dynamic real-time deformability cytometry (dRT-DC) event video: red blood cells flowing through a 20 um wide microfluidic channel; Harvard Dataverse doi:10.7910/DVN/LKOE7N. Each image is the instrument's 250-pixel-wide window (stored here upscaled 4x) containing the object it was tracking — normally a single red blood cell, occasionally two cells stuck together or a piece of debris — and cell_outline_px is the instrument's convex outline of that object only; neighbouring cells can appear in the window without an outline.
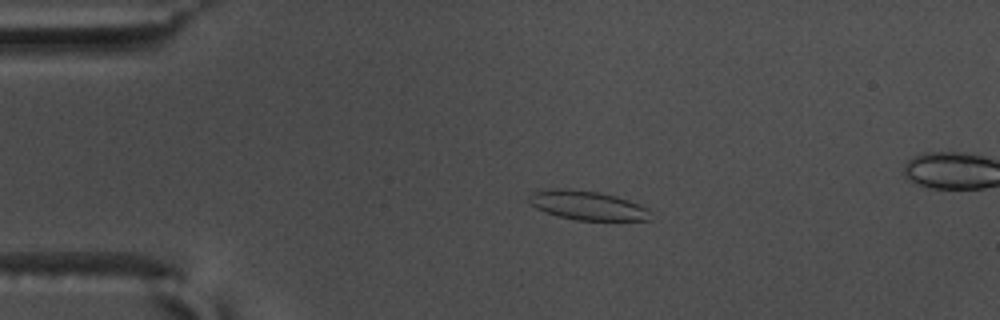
{"species": "common noctule bat (a hibernating species)", "species_latin": "Nyctalus noctula", "temperature_condition": "warm", "stored_images_in_passage": 50, "camera_frame_rate_fps": 3000, "um_per_image_px": 0.085, "animal": {"sex": "male", "body_mass_g": 17.5, "forearm_length_mm": 52.3}, "frame": {"image": 1, "passage_image": 13, "time_ms": 4.0, "image_size_px": [1000, 320], "cell_outline_px": [[652, 220], [576, 220], [544, 212], [528, 204], [528, 196], [532, 192], [552, 188], [568, 188], [600, 192], [616, 196], [640, 204], [648, 208]], "centroid_in_image_um": [49.9, 17.45], "position_along_channel_um": 35.1, "area_um2": 20.87}}
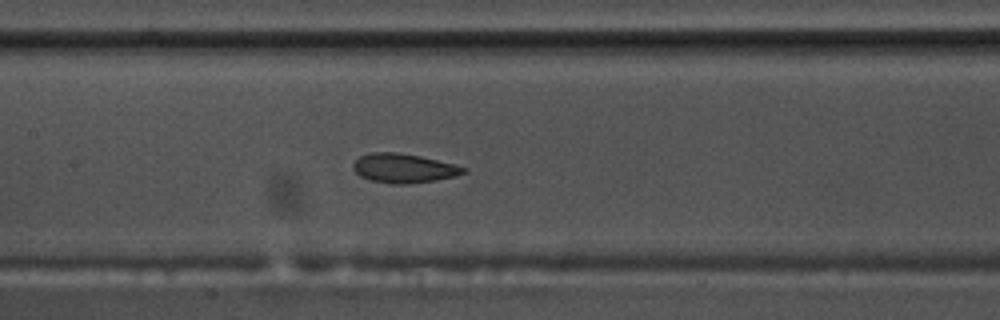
{"frame": {"image": 2, "passage_image": 28, "time_ms": 9.0, "image_size_px": [1000, 320], "cell_outline_px": [[468, 172], [456, 176], [436, 180], [404, 184], [392, 184], [368, 180], [360, 176], [352, 168], [352, 164], [360, 156], [368, 152], [396, 152], [420, 156], [456, 164], [468, 168]], "centroid_in_image_um": [34.33, 14.3], "position_along_channel_um": 173.1, "area_um2": 19.02}}
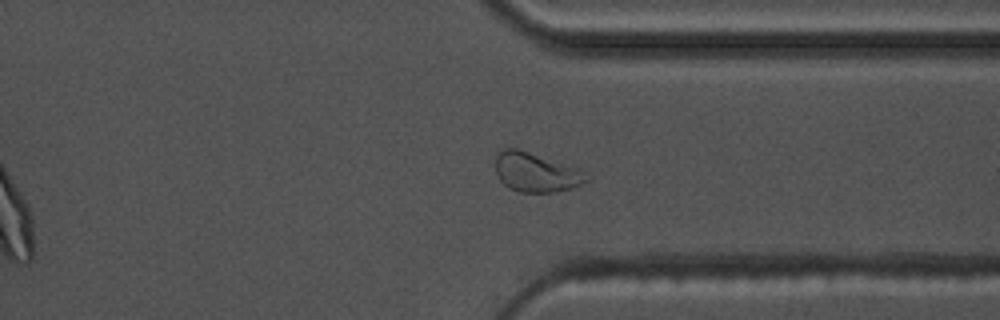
{"frame": {"image": 3, "passage_image": 44, "time_ms": 14.333, "image_size_px": [1000, 320], "cell_outline_px": [[592, 180], [572, 188], [552, 192], [520, 192], [508, 188], [500, 180], [496, 172], [496, 156], [504, 148], [516, 148], [580, 168], [592, 176]], "centroid_in_image_um": [45.63, 14.66], "position_along_channel_um": 365.8, "area_um2": 21.04}, "authors_computed_cell_mechanics": {"area_um2": 19.8832, "velocity_mm_per_s": 3.6165, "shape_relaxation_time_tau1_ms": 7.0289, "shape_relaxation_time_tau2_ms": 1.6809, "deformation_change_tau1": 0.1813, "deformation_change_tau2": 0.0801}}